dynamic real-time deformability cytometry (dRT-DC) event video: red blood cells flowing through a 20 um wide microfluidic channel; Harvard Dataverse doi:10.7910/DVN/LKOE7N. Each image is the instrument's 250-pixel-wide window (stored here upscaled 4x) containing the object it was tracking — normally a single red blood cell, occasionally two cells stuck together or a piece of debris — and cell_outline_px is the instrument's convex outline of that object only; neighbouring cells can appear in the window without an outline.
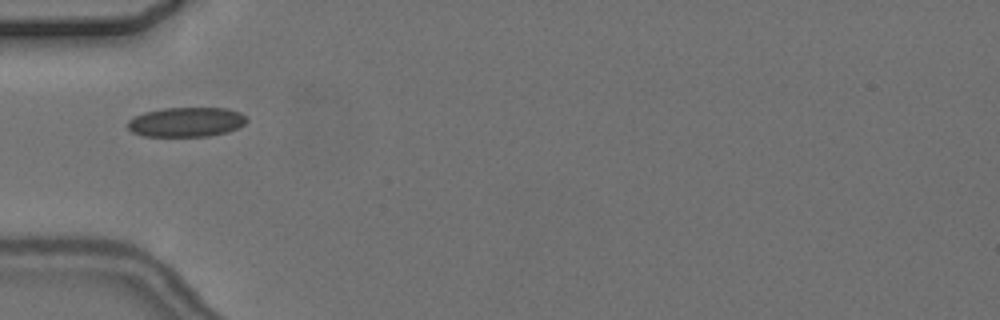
{"species": "common noctule bat (a hibernating species)", "species_latin": "Nyctalus noctula", "temperature_condition": "cold", "stored_images_in_passage": 8, "camera_frame_rate_fps": 3000, "um_per_image_px": 0.085, "animal": {"sex": "female", "body_mass_g": 24.6, "forearm_length_mm": 56.2}, "frame": {"image": 1, "passage_image": 2, "time_ms": 1.333, "image_size_px": [1000, 320], "cell_outline_px": [[248, 120], [244, 124], [228, 132], [208, 136], [144, 136], [132, 132], [128, 128], [128, 120], [144, 112], [164, 108], [228, 108], [240, 112]], "centroid_in_image_um": [15.84, 10.37], "position_along_channel_um": 69.2, "area_um2": 20.46}}
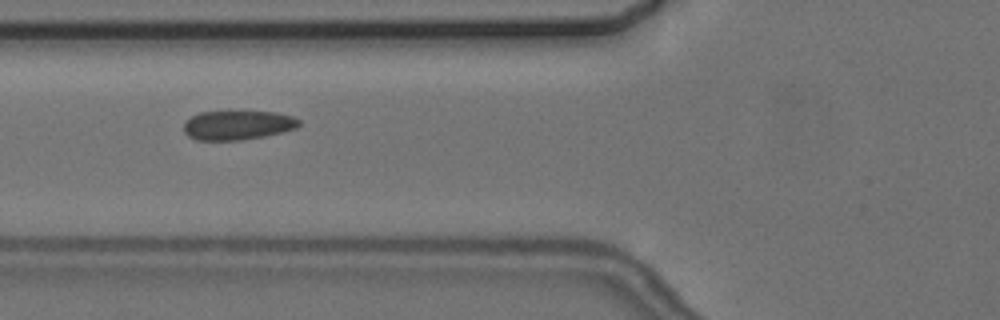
{"frame": {"image": 2, "passage_image": 3, "time_ms": 2.333, "image_size_px": [1000, 320], "cell_outline_px": [[300, 124], [296, 128], [284, 132], [264, 136], [240, 140], [196, 140], [188, 136], [184, 132], [184, 120], [200, 112], [276, 112], [292, 116], [300, 120]], "centroid_in_image_um": [20.19, 10.64], "position_along_channel_um": 105.6, "area_um2": 19.65}}
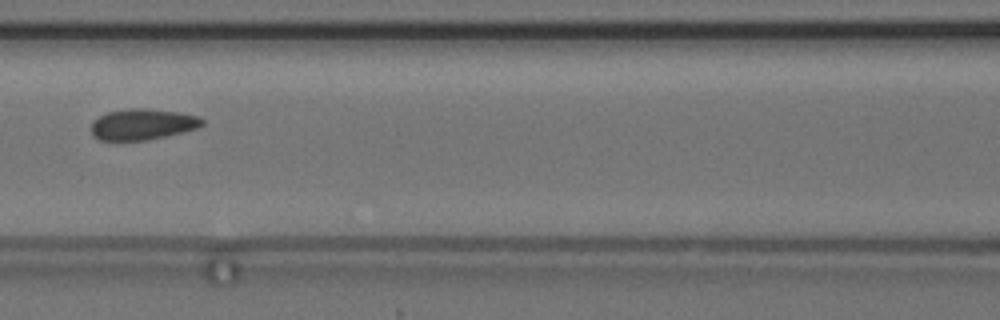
{"frame": {"image": 3, "passage_image": 4, "time_ms": 3.667, "image_size_px": [1000, 320], "cell_outline_px": [[204, 124], [200, 128], [184, 132], [148, 140], [100, 140], [92, 136], [92, 120], [108, 112], [128, 108], [144, 108], [180, 112], [200, 116], [204, 120]], "centroid_in_image_um": [12.16, 10.56], "position_along_channel_um": 154.4, "area_um2": 20.29}}